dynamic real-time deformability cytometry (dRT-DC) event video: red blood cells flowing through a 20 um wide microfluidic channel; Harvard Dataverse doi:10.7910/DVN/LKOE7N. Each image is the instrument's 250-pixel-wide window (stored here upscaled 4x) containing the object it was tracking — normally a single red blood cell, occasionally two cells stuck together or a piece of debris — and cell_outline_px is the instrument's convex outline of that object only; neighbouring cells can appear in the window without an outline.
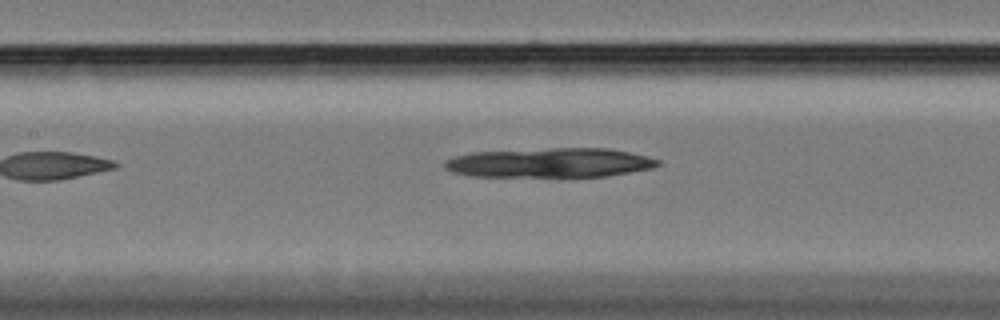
{"species": "Egyptian fruit bat (a non-hibernating species)", "species_latin": "Rousettus aegyptiacus", "temperature_condition": "cold", "stored_images_in_passage": 15, "segment_of_instrument_passage": [1, 2], "camera_frame_rate_fps": 3000, "um_per_image_px": 0.085, "animal": {"sex": "female"}, "frame": {"image": 1, "passage_image": 9, "time_ms": 2.667, "image_size_px": [1000, 320], "cell_outline_px": [[660, 164], [652, 168], [608, 176], [468, 176], [452, 172], [444, 168], [444, 160], [456, 156], [472, 152], [552, 148], [608, 148], [648, 156], [660, 160]], "centroid_in_image_um": [46.73, 13.83], "position_along_channel_um": 160.7, "area_um2": 36.53}}